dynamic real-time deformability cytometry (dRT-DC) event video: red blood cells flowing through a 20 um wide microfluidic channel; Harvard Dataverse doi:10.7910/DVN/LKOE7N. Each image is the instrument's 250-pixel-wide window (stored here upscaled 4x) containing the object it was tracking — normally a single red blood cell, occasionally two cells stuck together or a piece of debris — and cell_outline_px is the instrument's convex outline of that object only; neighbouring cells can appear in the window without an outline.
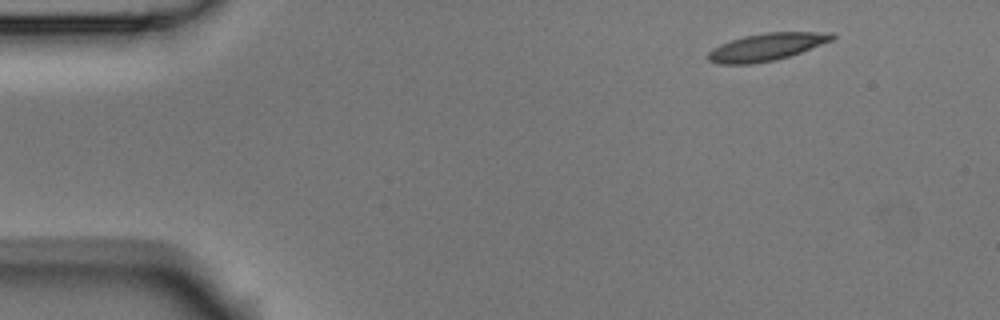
{"species": "Egyptian fruit bat (a non-hibernating species)", "species_latin": "Rousettus aegyptiacus", "temperature_condition": "room temperature", "stored_images_in_passage": 8, "camera_frame_rate_fps": 3000, "um_per_image_px": 0.085, "animal": {"sex": "male"}, "frame": {"image": 1, "passage_image": 1, "time_ms": 0.0, "image_size_px": [1000, 320], "cell_outline_px": [[836, 36], [832, 40], [800, 52], [788, 56], [772, 60], [752, 64], [716, 64], [708, 60], [708, 52], [712, 48], [720, 44], [744, 36], [764, 32], [832, 32]], "centroid_in_image_um": [65.12, 3.98], "position_along_channel_um": 19.9, "area_um2": 19.65}}
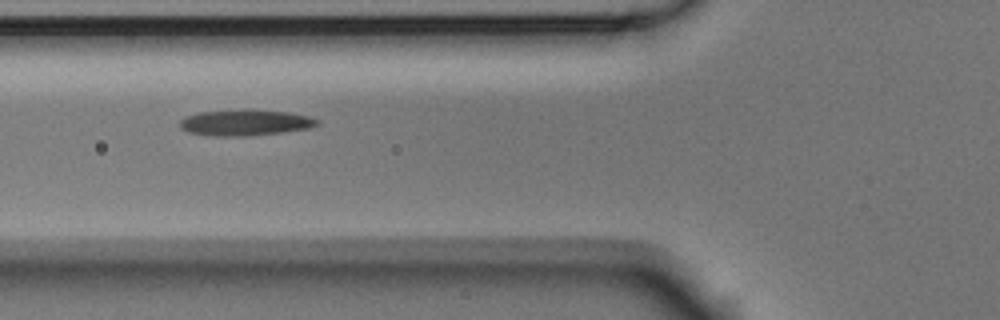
{"frame": {"image": 2, "passage_image": 5, "time_ms": 1.333, "image_size_px": [1000, 320], "cell_outline_px": [[320, 124], [308, 128], [280, 132], [244, 136], [216, 136], [188, 132], [180, 128], [180, 120], [184, 116], [200, 112], [244, 108], [288, 112], [312, 116], [320, 120]], "centroid_in_image_um": [20.85, 10.4], "position_along_channel_um": 105.0, "area_um2": 21.1}}
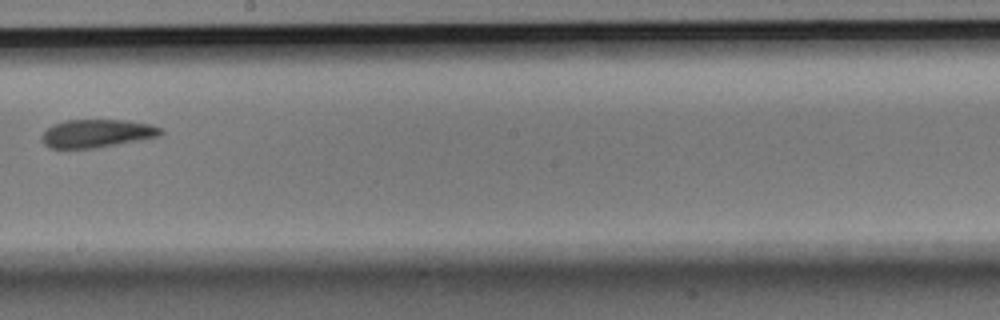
{"frame": {"image": 3, "passage_image": 8, "time_ms": 2.333, "image_size_px": [1000, 320], "cell_outline_px": [[164, 132], [160, 136], [92, 148], [52, 148], [44, 144], [44, 132], [52, 124], [64, 120], [124, 120], [152, 124], [160, 128]], "centroid_in_image_um": [8.26, 11.32], "position_along_channel_um": 239.9, "area_um2": 19.13}}